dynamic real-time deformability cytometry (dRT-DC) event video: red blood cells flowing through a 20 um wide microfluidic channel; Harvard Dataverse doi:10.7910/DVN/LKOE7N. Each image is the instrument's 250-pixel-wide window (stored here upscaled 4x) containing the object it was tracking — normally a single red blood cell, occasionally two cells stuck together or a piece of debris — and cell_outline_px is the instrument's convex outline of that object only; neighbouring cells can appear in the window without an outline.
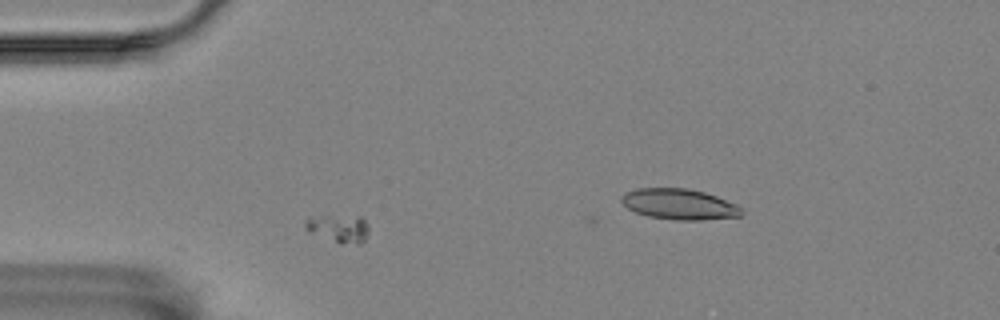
{"species": "Egyptian fruit bat (a non-hibernating species)", "species_latin": "Rousettus aegyptiacus", "temperature_condition": "room temperature", "stored_images_in_passage": 51, "segment_of_instrument_passage": [1, 2], "camera_frame_rate_fps": 3000, "um_per_image_px": 0.085, "animal": {"sex": "female"}, "frame": {"image": 1, "passage_image": 7, "time_ms": 2.0, "image_size_px": [1000, 320], "cell_outline_px": [[368, 236], [360, 244], [340, 244], [308, 232], [304, 228], [304, 224], [308, 220], [320, 216], [360, 216], [368, 224]], "centroid_in_image_um": [28.82, 19.45], "position_along_channel_um": 56.2, "area_um2": 10.35}}
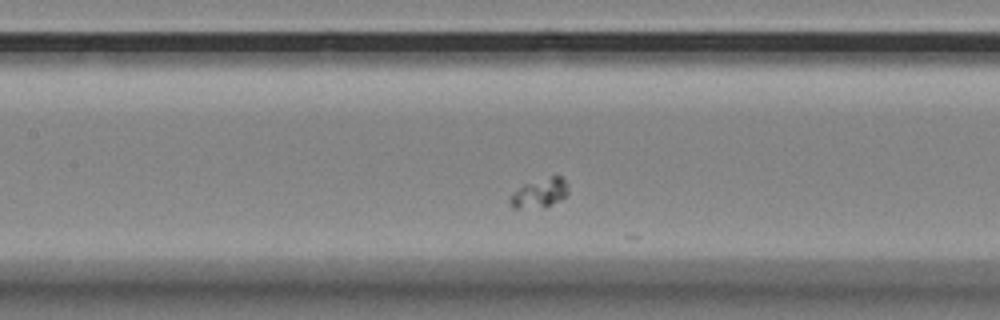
{"frame": {"image": 2, "passage_image": 17, "time_ms": 5.333, "image_size_px": [1000, 320], "cell_outline_px": [[568, 192], [560, 200], [544, 208], [512, 208], [508, 204], [508, 200], [512, 192], [524, 184], [552, 176], [560, 176], [568, 184]], "centroid_in_image_um": [45.82, 16.44], "position_along_channel_um": 161.6, "area_um2": 10.0}}
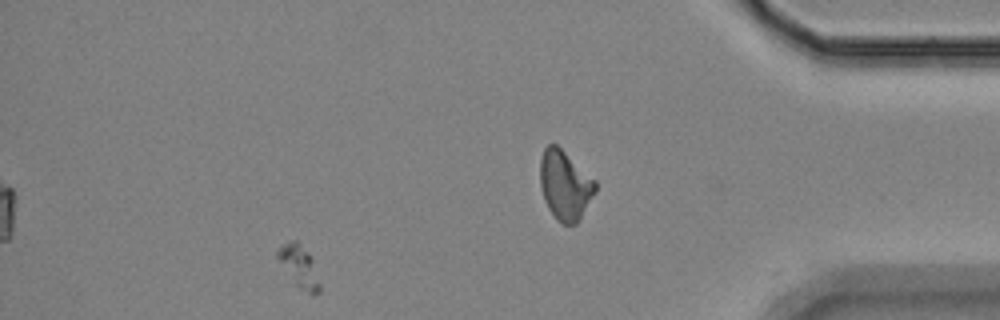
{"frame": {"image": 3, "passage_image": 44, "time_ms": 14.333, "image_size_px": [1000, 320], "cell_outline_px": [[320, 292], [316, 296], [312, 296], [300, 288], [296, 284], [276, 256], [276, 252], [280, 244], [288, 240], [296, 240], [312, 256], [320, 284]], "centroid_in_image_um": [25.45, 22.63], "position_along_channel_um": 409.7, "area_um2": 10.35}}